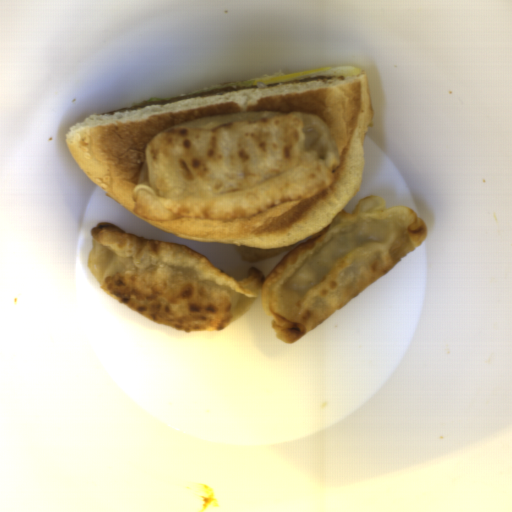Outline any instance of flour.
Here are the masks:
<instances>
[{"label":"flour","mask_w":512,"mask_h":512,"mask_svg":"<svg viewBox=\"0 0 512 512\" xmlns=\"http://www.w3.org/2000/svg\"><path fill=\"white\" fill-rule=\"evenodd\" d=\"M340 166L330 127L312 114L241 112L154 136L132 195L152 220H235L321 193Z\"/></svg>","instance_id":"2"},{"label":"flour","mask_w":512,"mask_h":512,"mask_svg":"<svg viewBox=\"0 0 512 512\" xmlns=\"http://www.w3.org/2000/svg\"><path fill=\"white\" fill-rule=\"evenodd\" d=\"M407 206L368 195L340 210L265 275L238 280L191 248L141 238L109 221L90 230L87 267L100 289L148 319L187 332L221 331L260 301L275 337L294 344L427 239Z\"/></svg>","instance_id":"1"}]
</instances>
